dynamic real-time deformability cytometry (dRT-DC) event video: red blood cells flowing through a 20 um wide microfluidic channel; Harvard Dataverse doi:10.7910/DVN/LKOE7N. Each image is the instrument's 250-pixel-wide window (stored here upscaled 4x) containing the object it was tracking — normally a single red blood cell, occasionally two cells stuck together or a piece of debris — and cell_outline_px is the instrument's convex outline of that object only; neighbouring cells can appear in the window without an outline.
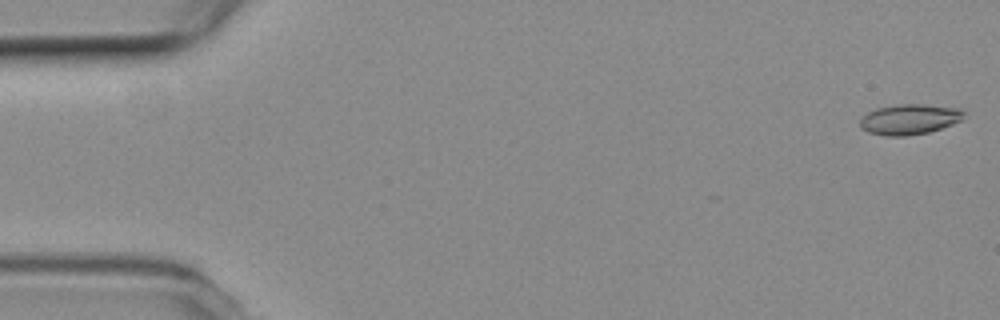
{"species": "common noctule bat (a hibernating species)", "species_latin": "Nyctalus noctula", "temperature_condition": "room temperature", "stored_images_in_passage": 54, "camera_frame_rate_fps": 3000, "um_per_image_px": 0.085, "animal": {"sex": "female", "body_mass_g": 19.3, "forearm_length_mm": 54.1}, "frame": {"image": 1, "passage_image": 1, "time_ms": 0.0, "image_size_px": [1000, 320], "cell_outline_px": [[964, 112], [960, 120], [952, 124], [928, 132], [908, 136], [884, 136], [868, 132], [860, 128], [860, 120], [868, 112], [876, 108], [900, 104], [924, 104], [964, 108]], "centroid_in_image_um": [77.3, 10.13], "position_along_channel_um": 7.7, "area_um2": 18.44}}
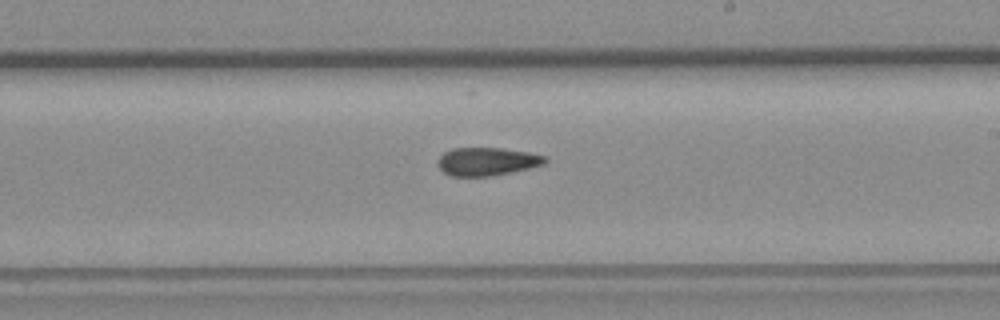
{"frame": {"image": 2, "passage_image": 31, "time_ms": 10.0, "image_size_px": [1000, 320], "cell_outline_px": [[548, 160], [544, 164], [512, 172], [492, 176], [452, 176], [444, 172], [436, 164], [436, 160], [444, 152], [452, 148], [500, 148], [528, 152], [548, 156]], "centroid_in_image_um": [41.39, 13.72], "position_along_channel_um": 247.6, "area_um2": 17.69}}
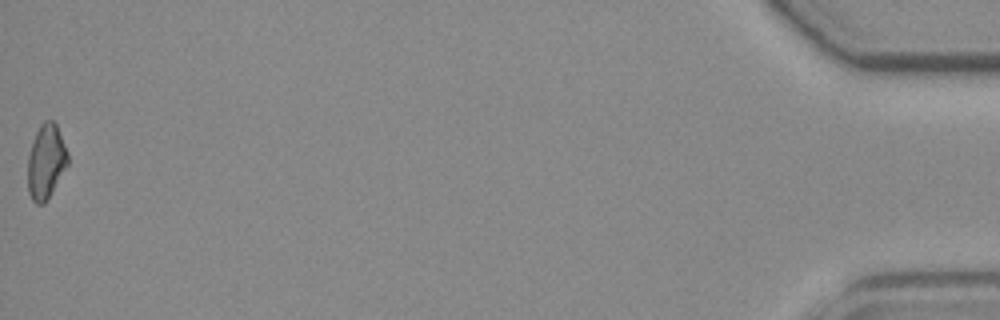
{"frame": {"image": 3, "passage_image": 54, "time_ms": 17.667, "image_size_px": [1000, 320], "cell_outline_px": [[68, 164], [44, 204], [36, 204], [32, 200], [28, 192], [28, 156], [36, 132], [40, 124], [44, 120], [52, 120], [56, 124], [68, 152]], "centroid_in_image_um": [3.91, 13.73], "position_along_channel_um": 431.3, "area_um2": 17.22}, "authors_computed_cell_mechanics": {"area_um2": 17.8602, "velocity_mm_per_s": 3.79, "shape_relaxation_time_tau1_ms": null, "shape_relaxation_time_tau2_ms": 7.6874, "deformation_change_tau1": null, "deformation_change_tau2": 0.1429}}